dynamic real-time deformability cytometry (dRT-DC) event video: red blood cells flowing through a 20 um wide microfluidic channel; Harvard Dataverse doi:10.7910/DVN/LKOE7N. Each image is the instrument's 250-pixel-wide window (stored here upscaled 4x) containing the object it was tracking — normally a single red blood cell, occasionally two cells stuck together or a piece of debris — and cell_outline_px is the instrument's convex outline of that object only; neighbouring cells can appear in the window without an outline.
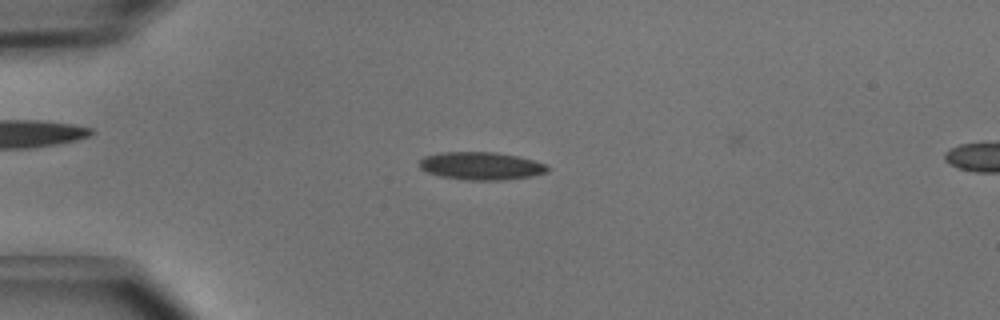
{"species": "common noctule bat (a hibernating species)", "species_latin": "Nyctalus noctula", "temperature_condition": "cold", "stored_images_in_passage": 3, "segment_of_instrument_passage": [1, 2], "camera_frame_rate_fps": 3000, "um_per_image_px": 0.085, "animal": {"sex": "male", "body_mass_g": 15.6}, "frame": {"image": 1, "passage_image": 2, "time_ms": 0.333, "image_size_px": [1000, 320], "cell_outline_px": [[548, 172], [532, 176], [504, 180], [468, 180], [440, 176], [428, 172], [420, 168], [420, 160], [424, 156], [440, 152], [496, 152], [516, 156], [532, 160], [544, 164], [548, 168]], "centroid_in_image_um": [40.87, 14.1], "position_along_channel_um": 44.1, "area_um2": 20.63}}